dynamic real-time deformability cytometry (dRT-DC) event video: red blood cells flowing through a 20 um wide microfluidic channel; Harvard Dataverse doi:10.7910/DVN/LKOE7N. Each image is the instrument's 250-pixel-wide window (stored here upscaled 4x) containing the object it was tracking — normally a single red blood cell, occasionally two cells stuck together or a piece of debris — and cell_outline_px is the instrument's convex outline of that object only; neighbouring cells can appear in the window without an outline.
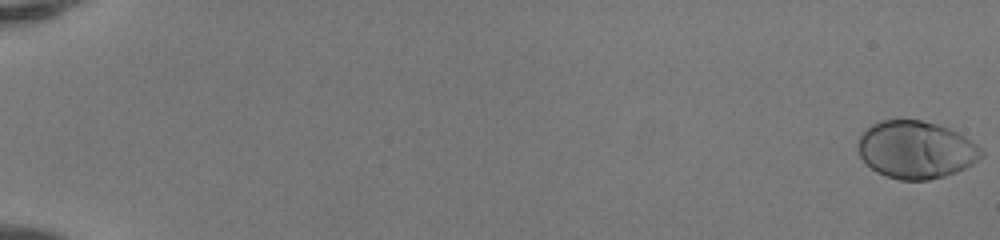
{"species": "human", "species_latin": "Homo sapiens", "temperature_condition": "room temperature", "stored_images_in_passage": 52, "camera_frame_rate_fps": 3000, "um_per_image_px": 0.085, "donor": {"sex": "female"}, "frame": {"image": 1, "passage_image": 1, "time_ms": 0.0, "image_size_px": [1000, 240], "cell_outline_px": [[984, 156], [972, 164], [956, 172], [944, 176], [928, 180], [900, 180], [876, 172], [860, 156], [856, 148], [856, 144], [860, 132], [864, 128], [880, 120], [920, 120], [936, 124], [948, 128], [964, 136], [976, 144], [984, 152]], "centroid_in_image_um": [77.82, 12.72], "position_along_channel_um": 7.2, "area_um2": 41.5}}
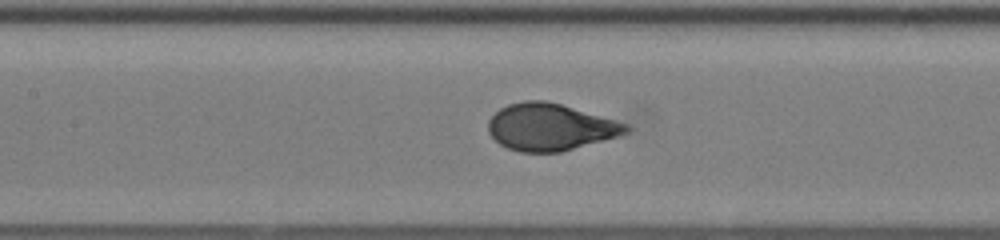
{"frame": {"image": 2, "passage_image": 27, "time_ms": 8.667, "image_size_px": [1000, 240], "cell_outline_px": [[632, 128], [628, 132], [616, 136], [560, 152], [520, 152], [508, 148], [500, 144], [488, 132], [488, 120], [500, 108], [508, 104], [524, 100], [544, 100], [560, 104], [616, 120], [628, 124]], "centroid_in_image_um": [46.74, 10.79], "position_along_channel_um": 160.7, "area_um2": 37.4}}
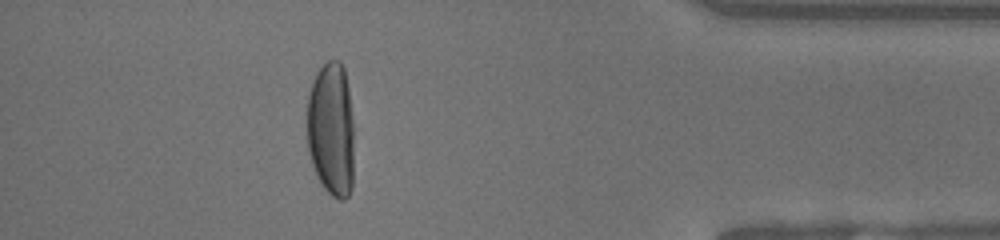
{"frame": {"image": 3, "passage_image": 47, "time_ms": 15.333, "image_size_px": [1000, 240], "cell_outline_px": [[352, 188], [348, 196], [344, 200], [340, 200], [332, 196], [324, 188], [316, 176], [312, 164], [308, 148], [308, 96], [316, 72], [328, 60], [340, 60], [344, 68], [348, 88], [352, 120]], "centroid_in_image_um": [28.14, 11.01], "position_along_channel_um": 407.1, "area_um2": 36.65}, "authors_computed_cell_mechanics": {"area_um2": 38.2925, "velocity_mm_per_s": 4.1767, "shape_relaxation_time_tau1_ms": 3.3463, "shape_relaxation_time_tau2_ms": null, "deformation_change_tau1": 0.2183, "deformation_change_tau2": null}}